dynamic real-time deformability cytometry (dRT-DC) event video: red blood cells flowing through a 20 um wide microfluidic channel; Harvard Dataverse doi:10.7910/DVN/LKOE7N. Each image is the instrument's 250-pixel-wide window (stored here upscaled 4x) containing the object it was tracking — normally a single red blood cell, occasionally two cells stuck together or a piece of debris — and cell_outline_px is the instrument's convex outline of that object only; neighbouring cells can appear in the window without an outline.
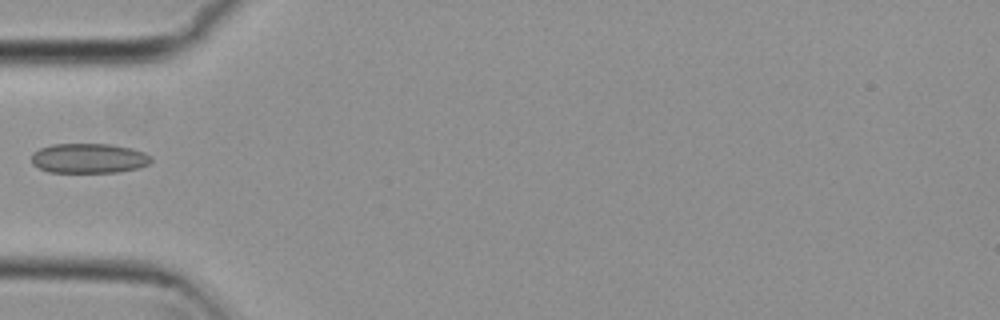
{"species": "common noctule bat (a hibernating species)", "species_latin": "Nyctalus noctula", "temperature_condition": "cold", "stored_images_in_passage": 5, "camera_frame_rate_fps": 3000, "um_per_image_px": 0.085, "animal": {"sex": "female", "body_mass_g": 29.2, "forearm_length_mm": 56.3}, "frame": {"image": 1, "passage_image": 5, "time_ms": 1.333, "image_size_px": [1000, 320], "cell_outline_px": [[152, 160], [148, 164], [140, 168], [116, 172], [48, 172], [32, 164], [32, 152], [40, 148], [52, 144], [112, 144], [132, 148], [144, 152], [152, 156]], "centroid_in_image_um": [7.57, 13.45], "position_along_channel_um": 77.4, "area_um2": 20.92}}